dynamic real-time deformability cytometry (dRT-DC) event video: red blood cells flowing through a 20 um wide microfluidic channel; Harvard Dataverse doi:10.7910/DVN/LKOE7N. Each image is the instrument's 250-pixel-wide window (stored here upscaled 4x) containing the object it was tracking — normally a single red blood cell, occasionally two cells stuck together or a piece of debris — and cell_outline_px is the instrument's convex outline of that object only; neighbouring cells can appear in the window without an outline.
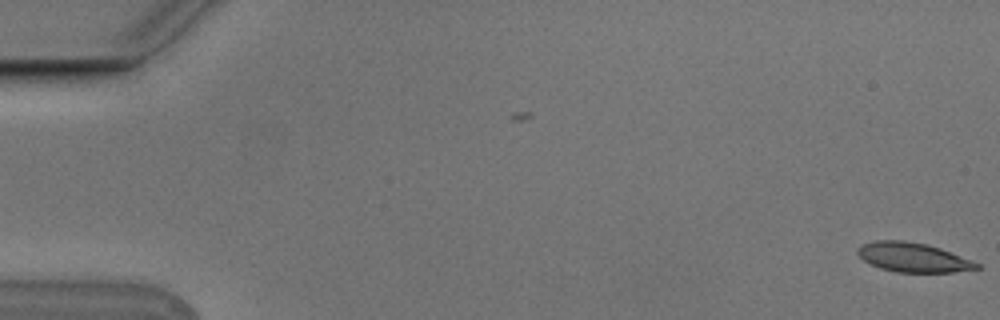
{"species": "Egyptian fruit bat (a non-hibernating species)", "species_latin": "Rousettus aegyptiacus", "temperature_condition": "cold", "stored_images_in_passage": 2, "camera_frame_rate_fps": 3000, "um_per_image_px": 0.085, "animal": {"sex": "male"}, "frame": {"image": 1, "passage_image": 2, "time_ms": 0.333, "image_size_px": [1000, 320], "cell_outline_px": [[980, 268], [952, 272], [896, 272], [880, 268], [864, 260], [856, 252], [856, 248], [860, 244], [876, 240], [904, 240], [928, 244], [940, 248], [972, 260], [980, 264]], "centroid_in_image_um": [77.58, 21.86], "position_along_channel_um": 7.4, "area_um2": 20.4}}